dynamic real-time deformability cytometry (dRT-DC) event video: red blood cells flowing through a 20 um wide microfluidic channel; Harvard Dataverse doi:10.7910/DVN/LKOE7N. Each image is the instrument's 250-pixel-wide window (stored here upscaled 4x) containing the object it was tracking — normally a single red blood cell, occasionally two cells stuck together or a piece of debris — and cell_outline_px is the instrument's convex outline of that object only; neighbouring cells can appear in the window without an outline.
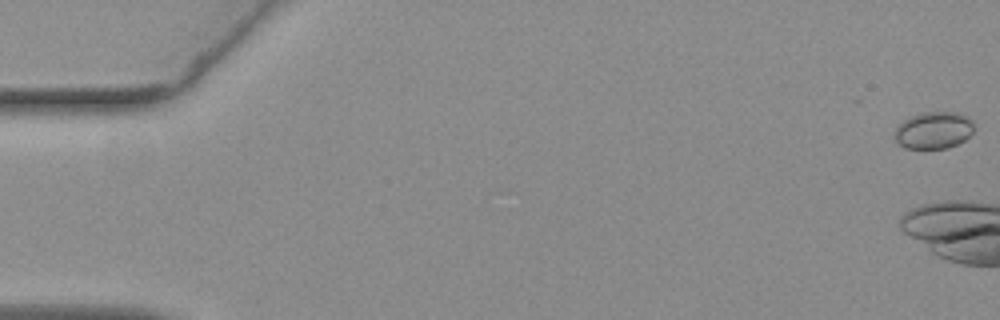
{"species": "common noctule bat (a hibernating species)", "species_latin": "Nyctalus noctula", "temperature_condition": "warm", "stored_images_in_passage": 13, "camera_frame_rate_fps": 3000, "um_per_image_px": 0.085, "animal": {"sex": "female", "body_mass_g": 19.3, "forearm_length_mm": 54.1}, "frame": {"image": 1, "passage_image": 1, "time_ms": 0.0, "image_size_px": [1000, 320], "cell_outline_px": [[972, 132], [964, 140], [948, 148], [904, 148], [896, 140], [892, 132], [908, 116], [924, 112], [956, 112], [968, 116], [972, 120]], "centroid_in_image_um": [79.33, 11.06], "position_along_channel_um": 5.7, "area_um2": 17.11}}